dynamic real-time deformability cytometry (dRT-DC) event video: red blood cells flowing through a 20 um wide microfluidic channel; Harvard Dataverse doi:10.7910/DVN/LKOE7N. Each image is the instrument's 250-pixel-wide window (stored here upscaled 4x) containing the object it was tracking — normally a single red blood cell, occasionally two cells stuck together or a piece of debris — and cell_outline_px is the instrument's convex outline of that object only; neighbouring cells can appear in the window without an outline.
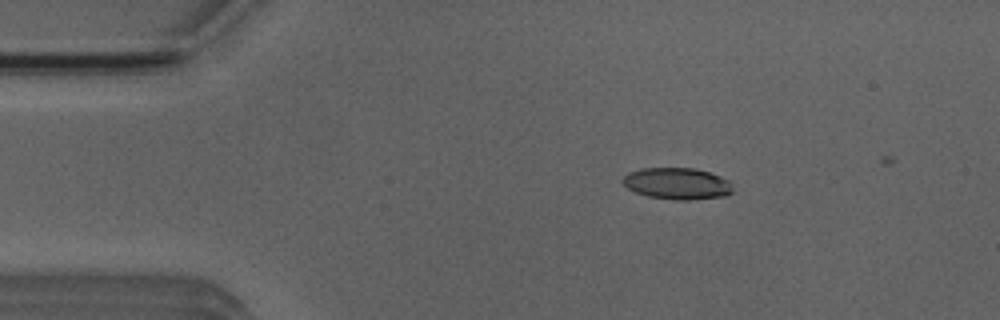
{"species": "Egyptian fruit bat (a non-hibernating species)", "species_latin": "Rousettus aegyptiacus", "temperature_condition": "room temperature", "stored_images_in_passage": 3, "camera_frame_rate_fps": 3000, "um_per_image_px": 0.085, "animal": {"sex": "male"}, "frame": {"image": 1, "passage_image": 1, "time_ms": 0.0, "image_size_px": [1000, 320], "cell_outline_px": [[732, 192], [724, 196], [688, 200], [676, 200], [648, 196], [636, 192], [628, 188], [620, 180], [628, 172], [644, 168], [692, 168], [708, 172], [720, 176], [728, 180], [732, 188]], "centroid_in_image_um": [57.53, 15.6], "position_along_channel_um": 27.5, "area_um2": 20.11}}
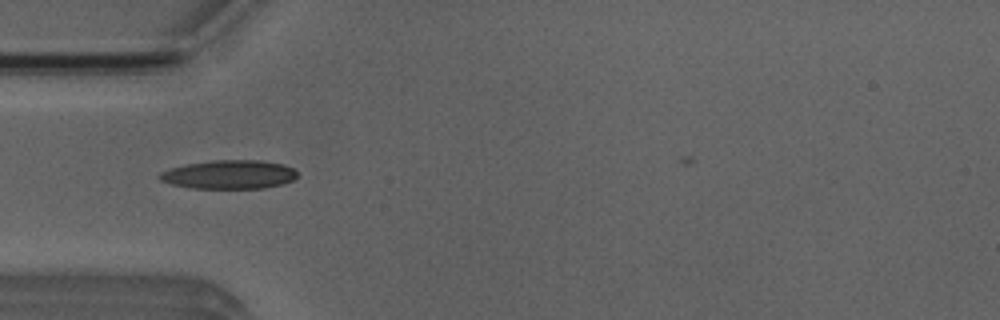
{"frame": {"image": 2, "passage_image": 3, "time_ms": 2.333, "image_size_px": [1000, 320], "cell_outline_px": [[296, 176], [292, 180], [284, 184], [264, 188], [188, 188], [172, 184], [160, 180], [156, 176], [160, 172], [184, 164], [212, 160], [260, 160], [284, 164], [292, 168], [296, 172]], "centroid_in_image_um": [19.45, 14.83], "position_along_channel_um": 65.5, "area_um2": 23.18}}